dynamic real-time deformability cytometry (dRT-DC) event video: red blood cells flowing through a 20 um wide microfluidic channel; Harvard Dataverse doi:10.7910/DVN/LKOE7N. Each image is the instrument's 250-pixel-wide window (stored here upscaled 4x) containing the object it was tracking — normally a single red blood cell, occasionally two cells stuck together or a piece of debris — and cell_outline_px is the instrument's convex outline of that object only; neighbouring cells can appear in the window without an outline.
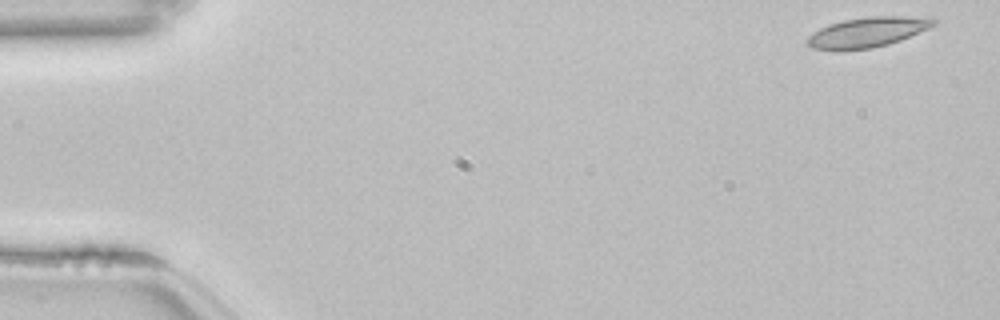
{"species": "common noctule bat (a hibernating species)", "species_latin": "Nyctalus noctula", "temperature_condition": "room temperature", "stored_images_in_passage": 52, "camera_frame_rate_fps": 3000, "um_per_image_px": 0.085, "animal": {"sex": "female", "body_mass_g": 22.7, "forearm_length_mm": 54.2}, "frame": {"image": 1, "passage_image": 1, "time_ms": 0.0, "image_size_px": [1000, 320], "cell_outline_px": [[936, 24], [928, 28], [900, 40], [888, 44], [872, 48], [840, 52], [836, 52], [812, 48], [804, 44], [804, 40], [808, 36], [820, 28], [828, 24], [844, 20], [868, 16], [932, 16], [936, 20]], "centroid_in_image_um": [73.68, 2.75], "position_along_channel_um": 11.3, "area_um2": 22.77}}
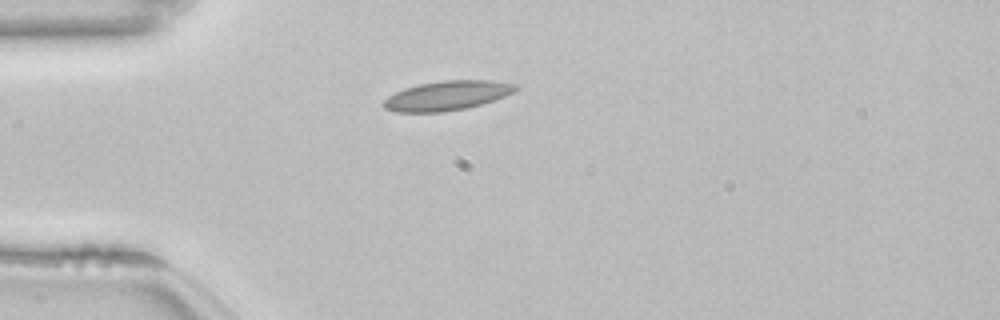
{"frame": {"image": 2, "passage_image": 13, "time_ms": 4.0, "image_size_px": [1000, 320], "cell_outline_px": [[520, 88], [516, 92], [480, 104], [464, 108], [444, 112], [396, 112], [384, 108], [380, 104], [388, 96], [404, 88], [420, 84], [444, 80], [492, 80], [516, 84]], "centroid_in_image_um": [38.0, 8.12], "position_along_channel_um": 47.0, "area_um2": 22.66}}
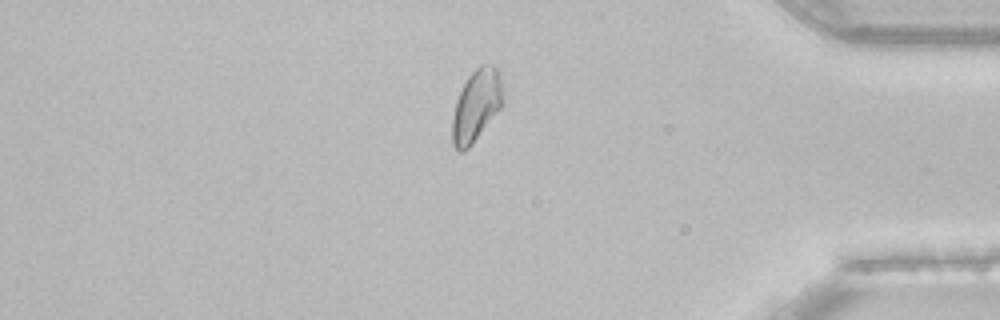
{"frame": {"image": 3, "passage_image": 44, "time_ms": 14.333, "image_size_px": [1000, 320], "cell_outline_px": [[504, 100], [500, 108], [472, 144], [464, 152], [456, 152], [452, 144], [452, 116], [456, 100], [468, 76], [480, 64], [492, 64], [500, 68]], "centroid_in_image_um": [40.49, 8.95], "position_along_channel_um": 394.7, "area_um2": 21.5}, "authors_computed_cell_mechanics": {"area_um2": 21.2993, "velocity_mm_per_s": 3.8258, "shape_relaxation_time_tau1_ms": null, "shape_relaxation_time_tau2_ms": 3.0663, "deformation_change_tau1": null, "deformation_change_tau2": 0.0595}}